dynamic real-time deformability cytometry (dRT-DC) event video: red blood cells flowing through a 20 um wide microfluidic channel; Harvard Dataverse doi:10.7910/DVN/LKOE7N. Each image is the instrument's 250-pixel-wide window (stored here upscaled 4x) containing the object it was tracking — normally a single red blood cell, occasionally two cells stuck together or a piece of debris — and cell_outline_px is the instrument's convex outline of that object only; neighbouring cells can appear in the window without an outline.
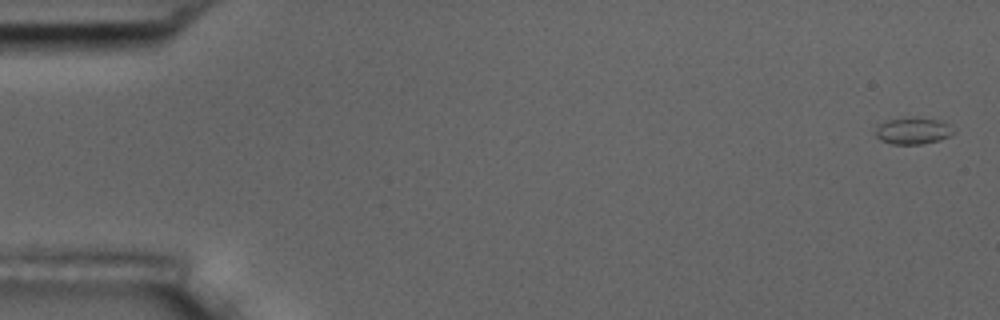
{"species": "common noctule bat (a hibernating species)", "species_latin": "Nyctalus noctula", "temperature_condition": "room temperature", "stored_images_in_passage": 7, "camera_frame_rate_fps": 3000, "um_per_image_px": 0.085, "animal": {"sex": "male", "body_mass_g": 17.5, "forearm_length_mm": 52.3}, "frame": {"image": 1, "passage_image": 1, "time_ms": 0.0, "image_size_px": [1000, 320], "cell_outline_px": [[956, 132], [952, 136], [940, 140], [920, 144], [892, 144], [880, 140], [876, 136], [876, 128], [884, 120], [908, 116], [916, 116], [940, 120], [948, 124]], "centroid_in_image_um": [77.62, 11.09], "position_along_channel_um": 7.4, "area_um2": 12.54}}
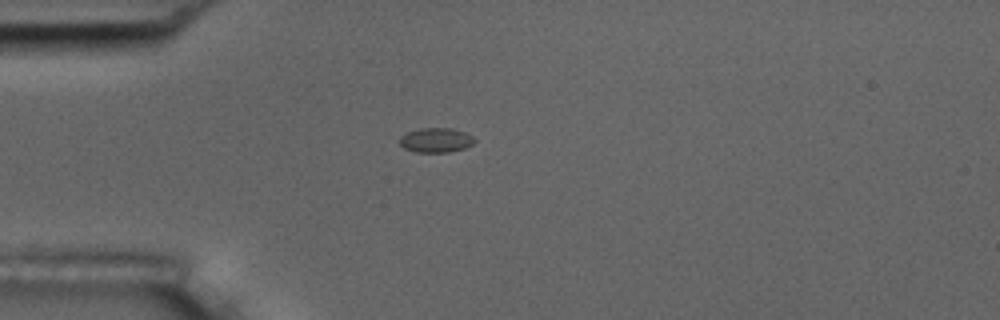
{"frame": {"image": 2, "passage_image": 5, "time_ms": 4.667, "image_size_px": [1000, 320], "cell_outline_px": [[476, 140], [472, 144], [464, 148], [448, 152], [416, 152], [404, 148], [400, 144], [400, 136], [408, 132], [420, 128], [452, 128], [464, 132], [472, 136]], "centroid_in_image_um": [37.05, 11.91], "position_along_channel_um": 48.0, "area_um2": 10.64}}